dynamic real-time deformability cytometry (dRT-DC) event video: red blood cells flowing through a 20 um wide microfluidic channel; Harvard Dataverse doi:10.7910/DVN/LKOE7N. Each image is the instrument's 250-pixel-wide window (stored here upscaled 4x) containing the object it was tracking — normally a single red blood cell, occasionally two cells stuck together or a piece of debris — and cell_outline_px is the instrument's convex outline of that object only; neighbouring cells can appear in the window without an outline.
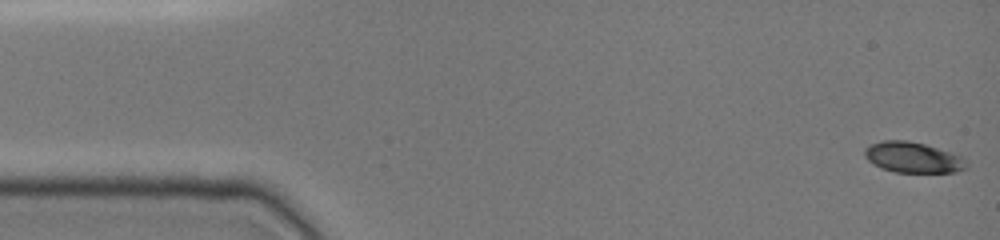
{"species": "common noctule bat (a hibernating species)", "species_latin": "Nyctalus noctula", "temperature_condition": "cold", "stored_images_in_passage": 48, "camera_frame_rate_fps": 3000, "um_per_image_px": 0.085, "animal": {"sex": "female", "body_mass_g": 19.0, "forearm_length_mm": 51.5}, "frame": {"image": 1, "passage_image": 1, "time_ms": 0.0, "image_size_px": [1000, 240], "cell_outline_px": [[968, 168], [956, 172], [896, 172], [872, 164], [864, 156], [864, 148], [872, 144], [884, 140], [908, 140], [924, 144], [960, 156], [968, 164]], "centroid_in_image_um": [77.58, 13.38], "position_along_channel_um": 7.4, "area_um2": 17.98}}
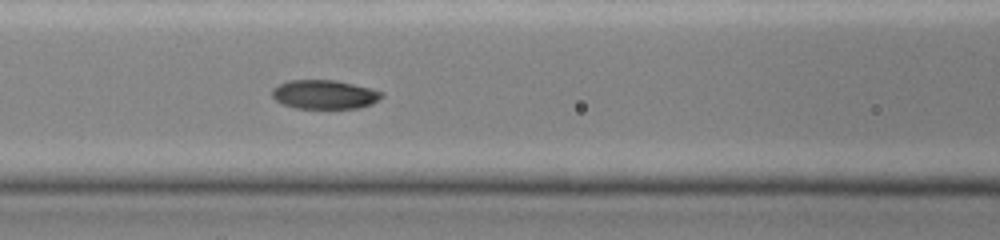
{"frame": {"image": 2, "passage_image": 20, "time_ms": 6.333, "image_size_px": [1000, 240], "cell_outline_px": [[384, 96], [372, 104], [360, 108], [296, 108], [284, 104], [276, 100], [272, 96], [272, 88], [288, 80], [336, 80], [384, 92]], "centroid_in_image_um": [27.59, 8.03], "position_along_channel_um": 139.0, "area_um2": 18.44}}
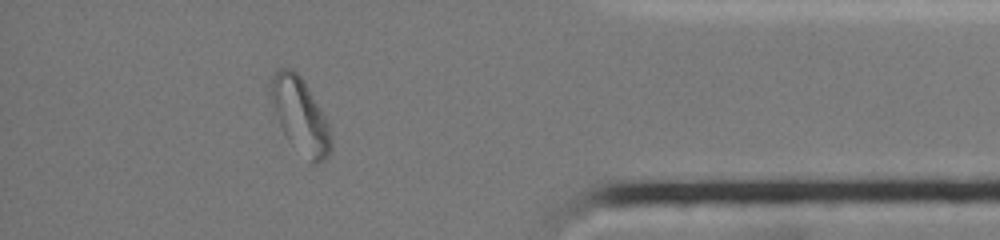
{"frame": {"image": 3, "passage_image": 42, "time_ms": 13.667, "image_size_px": [1000, 240], "cell_outline_px": [[332, 148], [328, 156], [324, 160], [316, 164], [312, 164], [284, 136], [276, 112], [272, 96], [272, 72], [280, 68], [292, 68], [300, 76], [320, 108], [328, 124], [332, 140]], "centroid_in_image_um": [25.55, 9.85], "position_along_channel_um": 409.6, "area_um2": 25.66}, "authors_computed_cell_mechanics": {"area_um2": 18.8717, "velocity_mm_per_s": 3.9758, "shape_relaxation_time_tau1_ms": 3.6726, "shape_relaxation_time_tau2_ms": null, "deformation_change_tau1": 0.1238, "deformation_change_tau2": null}}